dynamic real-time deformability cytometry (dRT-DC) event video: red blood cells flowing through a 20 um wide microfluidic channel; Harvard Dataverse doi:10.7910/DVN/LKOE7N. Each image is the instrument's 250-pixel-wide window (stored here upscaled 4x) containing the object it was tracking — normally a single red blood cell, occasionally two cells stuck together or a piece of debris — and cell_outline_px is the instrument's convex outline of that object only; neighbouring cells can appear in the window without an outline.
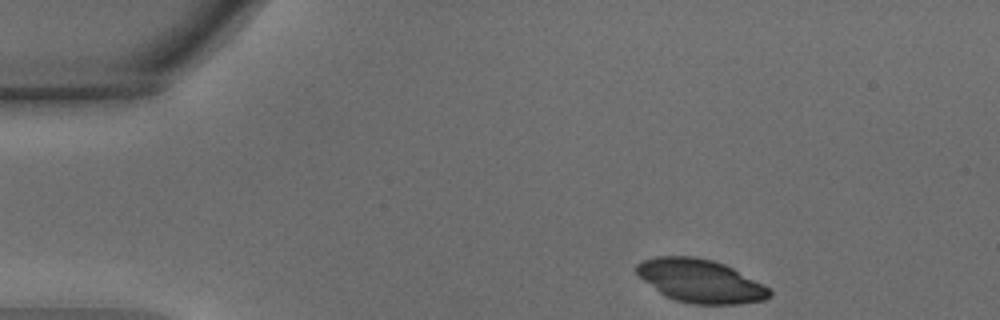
{"species": "common noctule bat (a hibernating species)", "species_latin": "Nyctalus noctula", "temperature_condition": "warm", "stored_images_in_passage": 38, "camera_frame_rate_fps": 3000, "um_per_image_px": 0.085, "animal": {"sex": "male", "body_mass_g": 15.6}, "frame": {"image": 1, "passage_image": 1, "time_ms": 0.0, "image_size_px": [1000, 320], "cell_outline_px": [[772, 296], [764, 300], [736, 304], [692, 304], [676, 300], [660, 292], [644, 280], [636, 272], [636, 264], [640, 260], [656, 256], [696, 256], [712, 260], [724, 264], [764, 284], [772, 292]], "centroid_in_image_um": [59.54, 23.87], "position_along_channel_um": 25.5, "area_um2": 33.35}}